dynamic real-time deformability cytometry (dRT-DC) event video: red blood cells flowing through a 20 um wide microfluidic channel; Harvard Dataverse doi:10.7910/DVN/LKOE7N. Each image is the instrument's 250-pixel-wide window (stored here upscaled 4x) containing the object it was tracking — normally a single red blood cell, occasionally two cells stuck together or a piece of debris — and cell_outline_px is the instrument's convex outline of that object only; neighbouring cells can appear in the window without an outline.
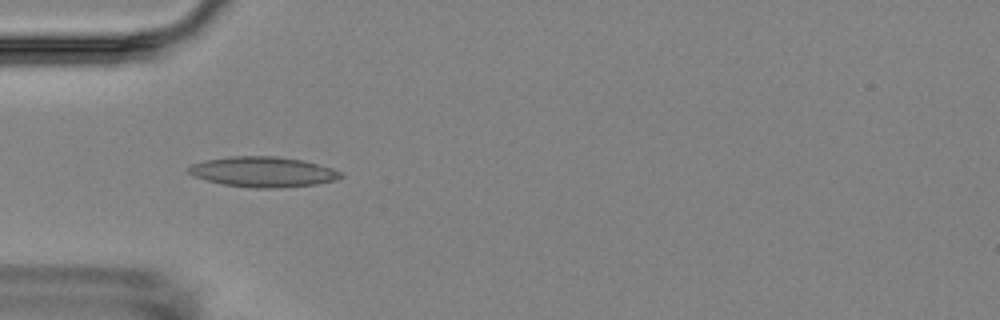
{"species": "Egyptian fruit bat (a non-hibernating species)", "species_latin": "Rousettus aegyptiacus", "temperature_condition": "room temperature", "stored_images_in_passage": 5, "camera_frame_rate_fps": 3000, "um_per_image_px": 0.085, "animal": {"sex": "female"}, "frame": {"image": 1, "passage_image": 4, "time_ms": 4.333, "image_size_px": [1000, 320], "cell_outline_px": [[344, 176], [336, 180], [316, 184], [280, 188], [252, 188], [224, 184], [192, 176], [188, 172], [188, 168], [192, 164], [204, 160], [232, 156], [276, 156], [304, 160], [332, 168], [340, 172]], "centroid_in_image_um": [22.37, 14.6], "position_along_channel_um": 62.6, "area_um2": 26.88}}